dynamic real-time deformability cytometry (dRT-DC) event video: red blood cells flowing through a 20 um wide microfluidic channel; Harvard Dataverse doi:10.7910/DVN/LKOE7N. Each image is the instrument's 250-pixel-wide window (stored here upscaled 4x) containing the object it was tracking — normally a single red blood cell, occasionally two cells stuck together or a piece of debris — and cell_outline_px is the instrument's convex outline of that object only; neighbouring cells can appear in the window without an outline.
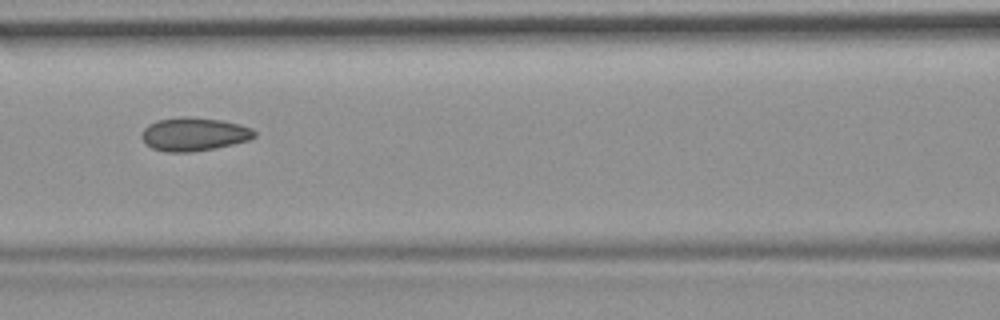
{"species": "common noctule bat (a hibernating species)", "species_latin": "Nyctalus noctula", "temperature_condition": "room temperature", "stored_images_in_passage": 54, "camera_frame_rate_fps": 3000, "um_per_image_px": 0.085, "animal": {"sex": "female", "body_mass_g": 19.9}, "frame": {"image": 1, "passage_image": 24, "time_ms": 7.667, "image_size_px": [1000, 320], "cell_outline_px": [[256, 136], [248, 140], [216, 148], [192, 152], [168, 152], [152, 148], [144, 144], [140, 136], [140, 132], [148, 124], [156, 120], [180, 116], [184, 116], [220, 120], [240, 124], [252, 128], [256, 132]], "centroid_in_image_um": [16.44, 11.4], "position_along_channel_um": 150.2, "area_um2": 22.2}, "authors_computed_cell_mechanics": {"area_um2": 22.0218, "velocity_mm_per_s": 3.7182, "shape_relaxation_time_tau1_ms": null, "shape_relaxation_time_tau2_ms": 1.6385, "deformation_change_tau1": null, "deformation_change_tau2": 0.0789}}